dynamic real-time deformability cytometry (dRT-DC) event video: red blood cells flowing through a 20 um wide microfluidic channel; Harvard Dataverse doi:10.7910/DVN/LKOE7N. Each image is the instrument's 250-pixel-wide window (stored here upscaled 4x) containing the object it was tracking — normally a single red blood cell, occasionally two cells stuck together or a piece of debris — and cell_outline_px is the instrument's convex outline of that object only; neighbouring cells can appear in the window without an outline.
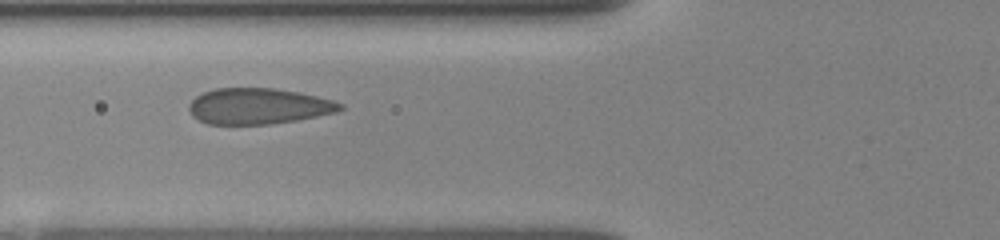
{"species": "human", "species_latin": "Homo sapiens", "temperature_condition": "room temperature", "stored_images_in_passage": 4, "camera_frame_rate_fps": 3000, "um_per_image_px": 0.085, "donor": {"sex": "female"}, "frame": {"image": 1, "passage_image": 2, "time_ms": 0.667, "image_size_px": [1000, 240], "cell_outline_px": [[344, 108], [336, 112], [296, 120], [272, 124], [208, 124], [192, 116], [188, 108], [188, 104], [196, 96], [204, 92], [216, 88], [272, 88], [300, 92], [332, 100], [344, 104]], "centroid_in_image_um": [21.96, 9.02], "position_along_channel_um": 103.8, "area_um2": 31.62}}
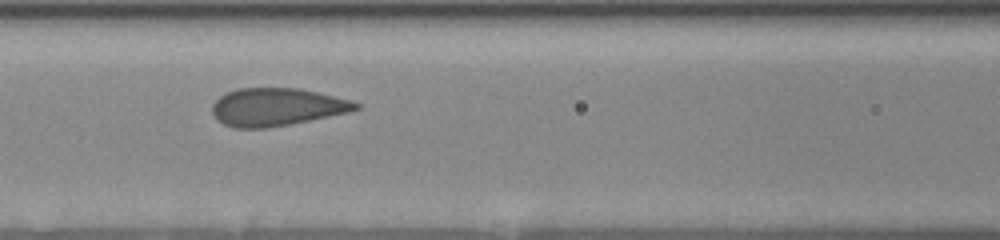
{"frame": {"image": 2, "passage_image": 3, "time_ms": 1.667, "image_size_px": [1000, 240], "cell_outline_px": [[360, 108], [348, 112], [268, 128], [232, 128], [216, 120], [212, 112], [212, 104], [224, 92], [236, 88], [300, 88], [348, 100], [360, 104]], "centroid_in_image_um": [23.44, 9.09], "position_along_channel_um": 143.2, "area_um2": 31.44}}